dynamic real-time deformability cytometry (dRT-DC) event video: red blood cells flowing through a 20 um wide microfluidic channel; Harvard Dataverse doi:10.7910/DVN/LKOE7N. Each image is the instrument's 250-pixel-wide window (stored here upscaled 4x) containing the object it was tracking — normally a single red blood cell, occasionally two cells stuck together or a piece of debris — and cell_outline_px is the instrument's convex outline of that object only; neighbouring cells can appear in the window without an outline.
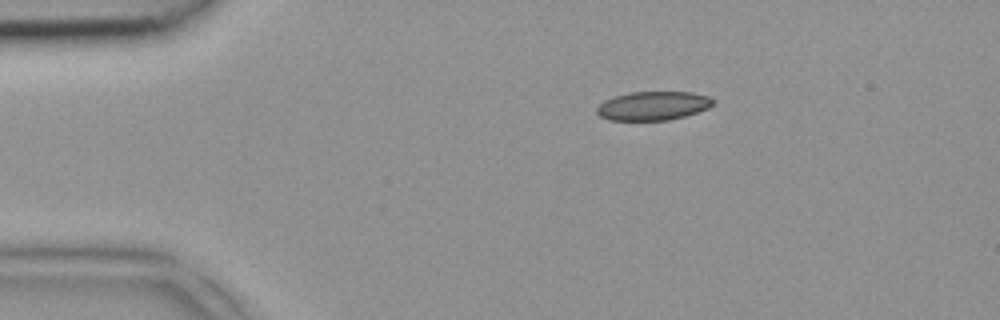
{"species": "common noctule bat (a hibernating species)", "species_latin": "Nyctalus noctula", "temperature_condition": "room temperature", "stored_images_in_passage": 3, "camera_frame_rate_fps": 3000, "um_per_image_px": 0.085, "animal": {"sex": "female", "body_mass_g": 18.4}, "frame": {"image": 1, "passage_image": 3, "time_ms": 0.667, "image_size_px": [1000, 320], "cell_outline_px": [[716, 100], [708, 108], [684, 116], [668, 120], [608, 120], [600, 116], [596, 112], [596, 108], [604, 100], [612, 96], [628, 92], [692, 92], [708, 96]], "centroid_in_image_um": [55.48, 8.98], "position_along_channel_um": 29.5, "area_um2": 19.59}}